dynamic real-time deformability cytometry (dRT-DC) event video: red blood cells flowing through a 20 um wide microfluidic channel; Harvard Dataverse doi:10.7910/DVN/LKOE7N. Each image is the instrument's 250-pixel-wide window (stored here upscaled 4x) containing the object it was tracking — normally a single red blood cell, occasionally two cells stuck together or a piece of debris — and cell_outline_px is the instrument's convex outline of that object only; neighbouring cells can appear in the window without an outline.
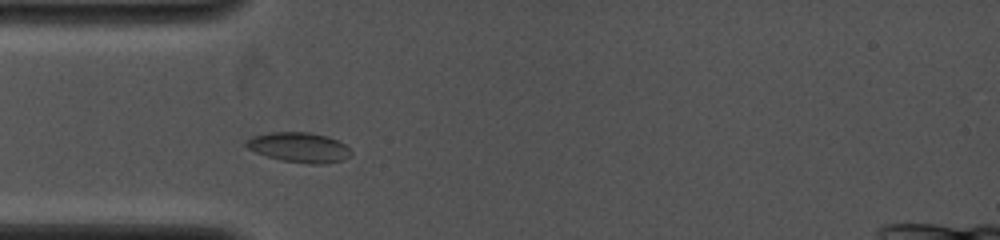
{"species": "common noctule bat (a hibernating species)", "species_latin": "Nyctalus noctula", "temperature_condition": "cold", "stored_images_in_passage": 52, "camera_frame_rate_fps": 4000, "um_per_image_px": 0.085, "animal": {"sex": "female", "body_mass_g": 19.0, "forearm_length_mm": 53.3}, "frame": {"image": 1, "passage_image": 12, "time_ms": 2.25, "image_size_px": [1000, 240], "cell_outline_px": [[352, 156], [344, 160], [324, 164], [308, 164], [280, 160], [256, 152], [248, 148], [244, 144], [244, 140], [252, 136], [268, 132], [308, 132], [328, 136], [344, 144], [352, 152]], "centroid_in_image_um": [25.43, 12.53], "position_along_channel_um": 59.6, "area_um2": 18.5}}
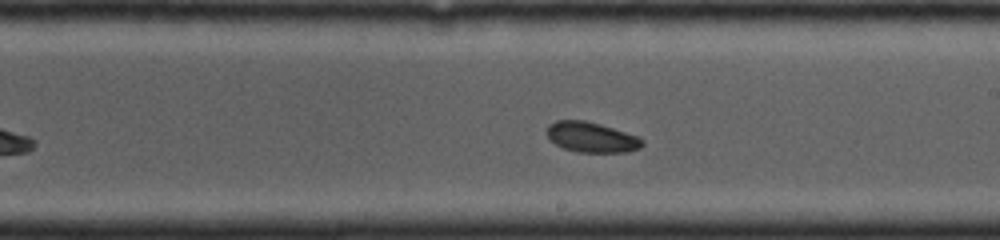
{"frame": {"image": 2, "passage_image": 33, "time_ms": 6.5, "image_size_px": [1000, 240], "cell_outline_px": [[644, 144], [640, 148], [628, 152], [576, 152], [564, 148], [548, 140], [544, 132], [548, 124], [556, 120], [584, 120], [600, 124], [640, 136], [644, 140]], "centroid_in_image_um": [50.25, 11.66], "position_along_channel_um": 238.7, "area_um2": 17.22}}
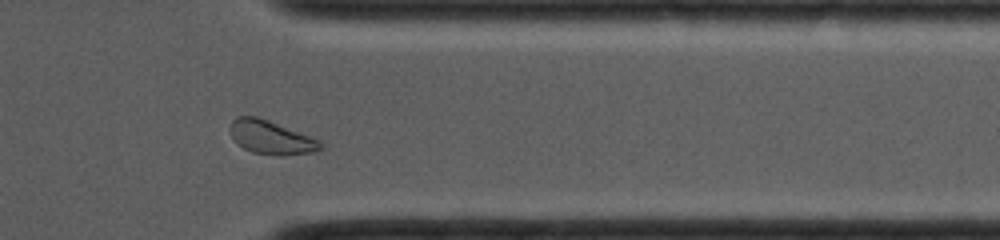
{"frame": {"image": 3, "passage_image": 50, "time_ms": 10.0, "image_size_px": [1000, 240], "cell_outline_px": [[324, 148], [320, 152], [252, 152], [236, 144], [228, 128], [232, 120], [236, 116], [256, 116], [268, 120], [320, 140], [324, 144]], "centroid_in_image_um": [23.0, 11.62], "position_along_channel_um": 388.4, "area_um2": 17.05}}